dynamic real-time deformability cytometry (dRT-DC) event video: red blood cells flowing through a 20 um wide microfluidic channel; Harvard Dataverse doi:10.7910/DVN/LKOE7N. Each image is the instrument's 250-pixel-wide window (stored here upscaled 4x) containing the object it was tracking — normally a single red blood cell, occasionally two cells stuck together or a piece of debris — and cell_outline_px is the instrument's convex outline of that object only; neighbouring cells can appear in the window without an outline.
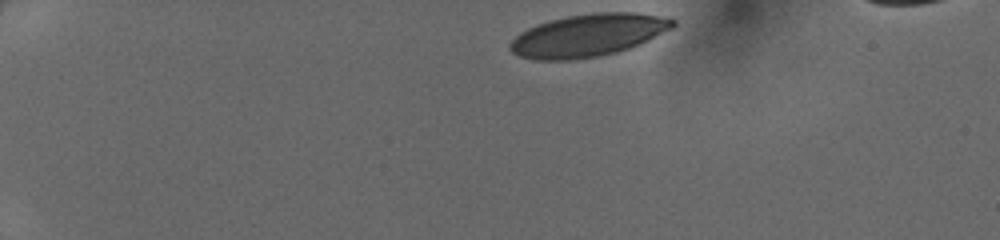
{"species": "human", "species_latin": "Homo sapiens", "temperature_condition": "cold", "stored_images_in_passage": 39, "camera_frame_rate_fps": 3000, "um_per_image_px": 0.085, "donor": {"sex": "female"}, "frame": {"image": 1, "passage_image": 1, "time_ms": 0.0, "image_size_px": [1000, 240], "cell_outline_px": [[676, 24], [672, 28], [640, 44], [616, 52], [600, 56], [572, 60], [536, 60], [520, 56], [512, 52], [508, 48], [508, 44], [520, 32], [536, 24], [568, 16], [596, 12], [636, 12], [676, 20]], "centroid_in_image_um": [49.96, 3.01], "position_along_channel_um": 35.0, "area_um2": 40.17}}
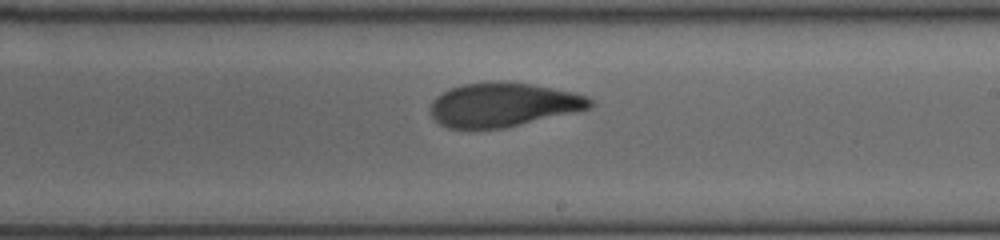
{"frame": {"image": 2, "passage_image": 22, "time_ms": 7.0, "image_size_px": [1000, 240], "cell_outline_px": [[596, 104], [588, 108], [576, 112], [504, 128], [448, 128], [440, 124], [432, 116], [432, 100], [436, 96], [452, 88], [464, 84], [532, 84], [572, 92], [588, 96]], "centroid_in_image_um": [42.81, 8.94], "position_along_channel_um": 246.2, "area_um2": 39.82}}
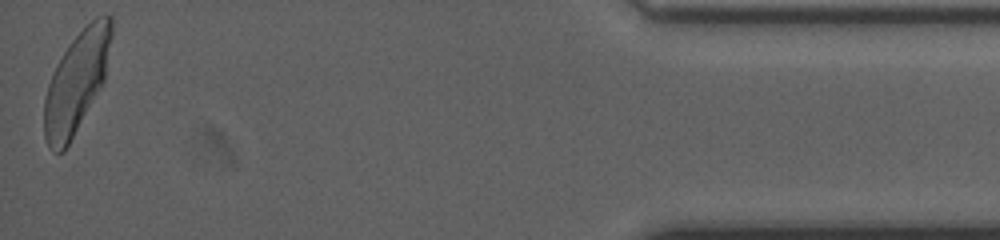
{"frame": {"image": 3, "passage_image": 39, "time_ms": 12.667, "image_size_px": [1000, 240], "cell_outline_px": [[112, 36], [104, 80], [64, 152], [52, 152], [48, 148], [44, 136], [44, 100], [48, 84], [56, 64], [68, 44], [96, 16], [112, 16]], "centroid_in_image_um": [6.48, 6.99], "position_along_channel_um": 428.7, "area_um2": 38.96}}